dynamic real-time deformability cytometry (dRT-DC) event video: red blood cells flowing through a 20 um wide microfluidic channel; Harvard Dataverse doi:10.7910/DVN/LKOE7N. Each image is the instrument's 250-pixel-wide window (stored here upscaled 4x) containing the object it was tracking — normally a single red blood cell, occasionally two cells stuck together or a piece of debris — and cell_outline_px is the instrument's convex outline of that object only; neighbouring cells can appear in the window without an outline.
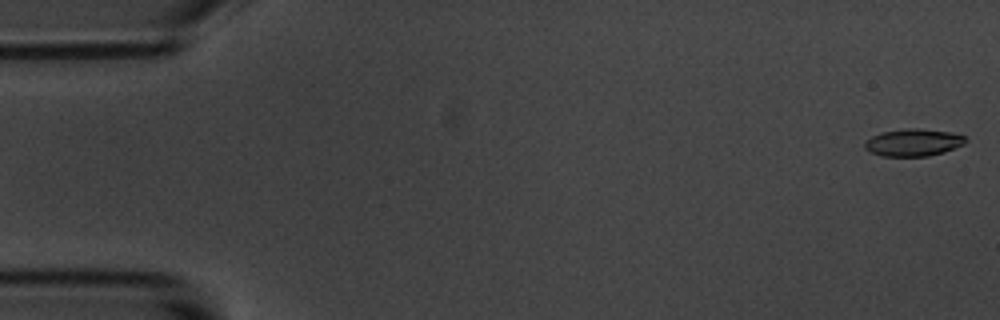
{"species": "common noctule bat (a hibernating species)", "species_latin": "Nyctalus noctula", "temperature_condition": "room temperature", "stored_images_in_passage": 6, "segment_of_instrument_passage": [2, 2], "camera_frame_rate_fps": 3000, "um_per_image_px": 0.085, "animal": {"sex": "male", "body_mass_g": 20.1, "forearm_length_mm": 53.5}, "frame": {"image": 1, "passage_image": 6, "time_ms": 5.667, "image_size_px": [1000, 320], "cell_outline_px": [[968, 140], [964, 144], [944, 152], [928, 156], [880, 156], [864, 148], [864, 140], [880, 132], [904, 128], [916, 128], [948, 132], [964, 136]], "centroid_in_image_um": [77.59, 12.11], "position_along_channel_um": 7.4, "area_um2": 16.07}}